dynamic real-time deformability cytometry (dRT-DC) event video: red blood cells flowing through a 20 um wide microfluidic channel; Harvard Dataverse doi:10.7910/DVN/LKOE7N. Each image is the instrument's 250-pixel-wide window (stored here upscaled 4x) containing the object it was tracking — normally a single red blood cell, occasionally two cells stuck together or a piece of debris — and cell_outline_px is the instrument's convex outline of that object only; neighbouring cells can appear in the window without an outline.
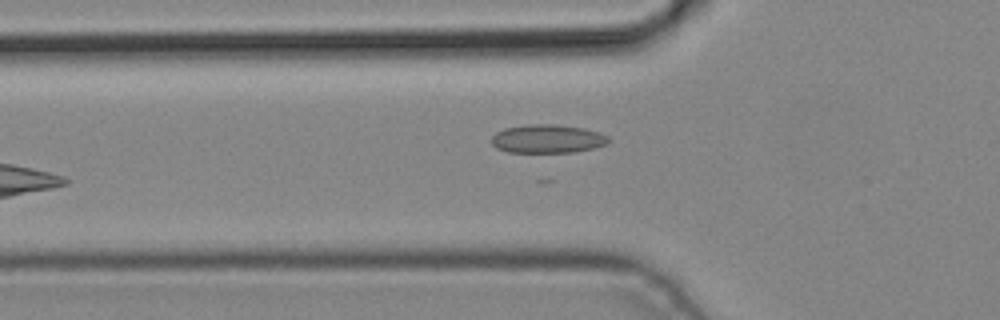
{"species": "common noctule bat (a hibernating species)", "species_latin": "Nyctalus noctula", "temperature_condition": "cold", "stored_images_in_passage": 4, "camera_frame_rate_fps": 3000, "um_per_image_px": 0.085, "animal": {"sex": "male", "body_mass_g": 19.2, "forearm_length_mm": 51.8}, "frame": {"image": 1, "passage_image": 4, "time_ms": 1.0, "image_size_px": [1000, 320], "cell_outline_px": [[612, 140], [608, 144], [576, 152], [508, 152], [496, 148], [492, 144], [492, 136], [496, 132], [504, 128], [528, 124], [556, 124], [584, 128], [600, 132], [608, 136]], "centroid_in_image_um": [46.57, 11.79], "position_along_channel_um": 79.2, "area_um2": 19.65}}